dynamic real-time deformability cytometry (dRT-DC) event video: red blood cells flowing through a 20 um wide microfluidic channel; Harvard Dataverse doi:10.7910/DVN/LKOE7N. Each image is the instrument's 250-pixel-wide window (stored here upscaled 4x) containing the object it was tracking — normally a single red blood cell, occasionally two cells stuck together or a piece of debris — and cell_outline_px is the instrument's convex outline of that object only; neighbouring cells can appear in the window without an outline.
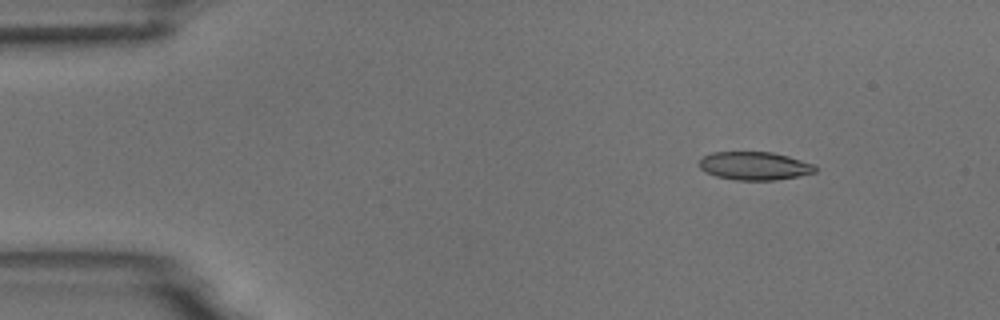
{"species": "common noctule bat (a hibernating species)", "species_latin": "Nyctalus noctula", "temperature_condition": "room temperature", "stored_images_in_passage": 3, "camera_frame_rate_fps": 3000, "um_per_image_px": 0.085, "animal": {"sex": "male", "body_mass_g": 18.8}, "frame": {"image": 1, "passage_image": 1, "time_ms": 0.0, "image_size_px": [1000, 320], "cell_outline_px": [[816, 172], [776, 180], [736, 180], [716, 176], [704, 172], [700, 168], [700, 160], [704, 156], [712, 152], [772, 152], [788, 156], [816, 164]], "centroid_in_image_um": [64.14, 14.1], "position_along_channel_um": 20.9, "area_um2": 19.07}}
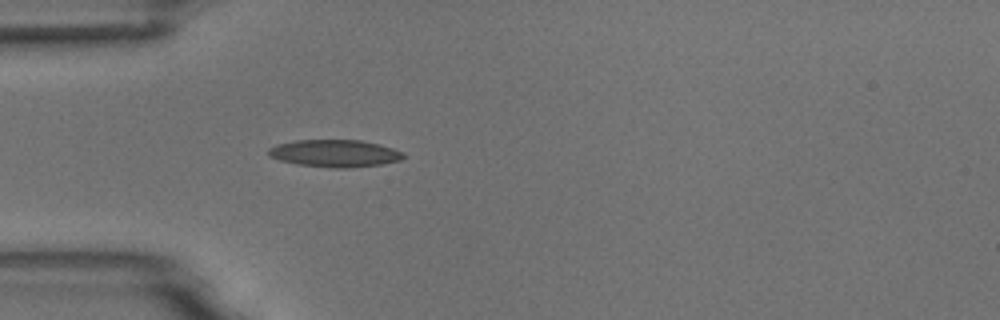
{"frame": {"image": 2, "passage_image": 3, "time_ms": 3.0, "image_size_px": [1000, 320], "cell_outline_px": [[408, 156], [400, 160], [380, 164], [348, 168], [332, 168], [296, 164], [280, 160], [268, 156], [268, 148], [276, 144], [296, 140], [360, 140], [380, 144], [404, 152]], "centroid_in_image_um": [28.46, 13.03], "position_along_channel_um": 56.5, "area_um2": 21.62}}